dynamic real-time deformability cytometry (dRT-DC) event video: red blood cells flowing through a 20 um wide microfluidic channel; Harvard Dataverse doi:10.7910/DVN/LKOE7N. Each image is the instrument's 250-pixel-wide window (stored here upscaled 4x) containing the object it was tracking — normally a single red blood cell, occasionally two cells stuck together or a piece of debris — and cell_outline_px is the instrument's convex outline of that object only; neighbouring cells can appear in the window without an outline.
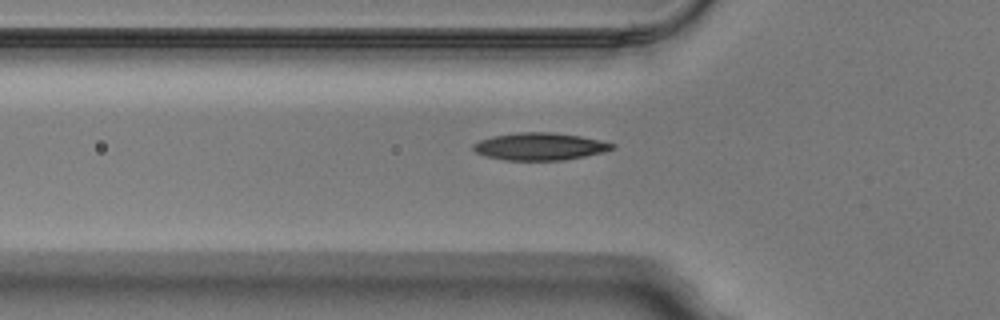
{"species": "Egyptian fruit bat (a non-hibernating species)", "species_latin": "Rousettus aegyptiacus", "temperature_condition": "warm", "stored_images_in_passage": 31, "camera_frame_rate_fps": 3000, "um_per_image_px": 0.085, "animal": {"sex": "male"}, "frame": {"image": 1, "passage_image": 3, "time_ms": 0.667, "image_size_px": [1000, 320], "cell_outline_px": [[616, 148], [604, 152], [564, 160], [504, 160], [484, 156], [476, 152], [472, 148], [472, 144], [480, 140], [492, 136], [516, 132], [552, 132], [580, 136], [600, 140], [616, 144]], "centroid_in_image_um": [45.88, 12.45], "position_along_channel_um": 79.9, "area_um2": 22.31}}
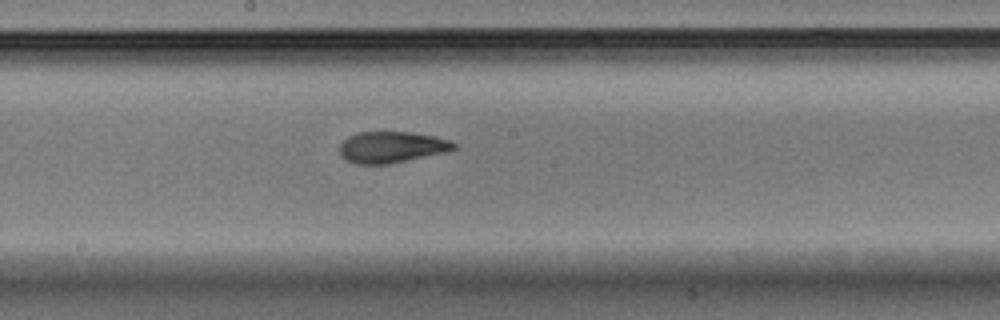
{"frame": {"image": 2, "passage_image": 13, "time_ms": 4.0, "image_size_px": [1000, 320], "cell_outline_px": [[456, 148], [444, 152], [392, 164], [356, 164], [344, 160], [340, 156], [340, 144], [348, 136], [360, 132], [412, 132], [436, 136], [452, 140], [456, 144]], "centroid_in_image_um": [33.28, 12.51], "position_along_channel_um": 214.9, "area_um2": 21.04}}
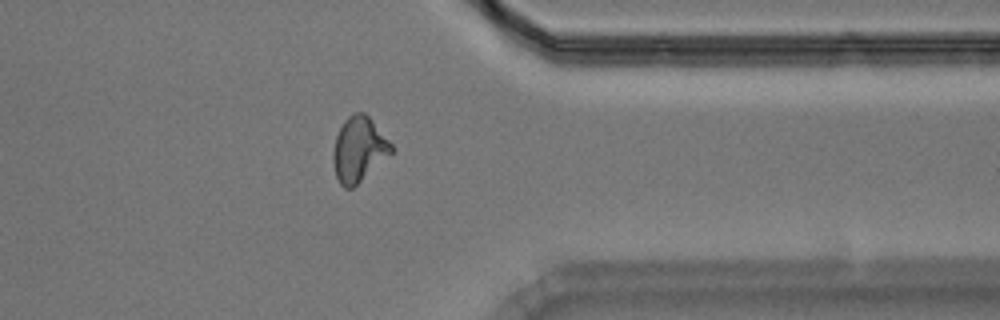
{"frame": {"image": 3, "passage_image": 26, "time_ms": 8.333, "image_size_px": [1000, 320], "cell_outline_px": [[392, 152], [352, 188], [344, 188], [340, 184], [336, 176], [332, 160], [332, 152], [336, 136], [344, 120], [352, 112], [364, 112], [372, 120], [392, 144]], "centroid_in_image_um": [30.46, 12.67], "position_along_channel_um": 380.9, "area_um2": 21.68}}